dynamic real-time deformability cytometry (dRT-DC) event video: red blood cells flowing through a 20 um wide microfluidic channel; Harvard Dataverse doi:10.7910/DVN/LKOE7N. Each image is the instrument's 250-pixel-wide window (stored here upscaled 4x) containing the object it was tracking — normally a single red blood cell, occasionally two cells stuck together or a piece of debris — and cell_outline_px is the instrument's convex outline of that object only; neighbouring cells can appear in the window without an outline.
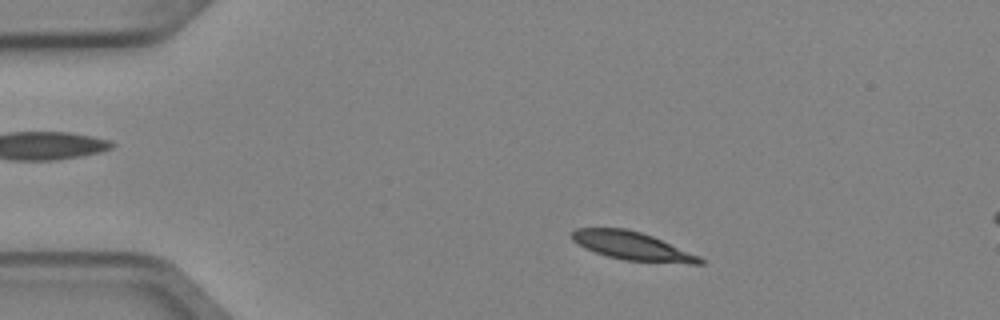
{"species": "Egyptian fruit bat (a non-hibernating species)", "species_latin": "Rousettus aegyptiacus", "temperature_condition": "cold", "stored_images_in_passage": 4, "camera_frame_rate_fps": 3000, "um_per_image_px": 0.085, "animal": {"sex": "female"}, "frame": {"image": 1, "passage_image": 2, "time_ms": 0.333, "image_size_px": [1000, 320], "cell_outline_px": [[704, 264], [688, 264], [624, 260], [608, 256], [584, 248], [572, 240], [572, 232], [576, 228], [624, 228], [640, 232], [652, 236], [700, 256], [704, 260]], "centroid_in_image_um": [53.76, 20.92], "position_along_channel_um": 31.2, "area_um2": 20.98}}